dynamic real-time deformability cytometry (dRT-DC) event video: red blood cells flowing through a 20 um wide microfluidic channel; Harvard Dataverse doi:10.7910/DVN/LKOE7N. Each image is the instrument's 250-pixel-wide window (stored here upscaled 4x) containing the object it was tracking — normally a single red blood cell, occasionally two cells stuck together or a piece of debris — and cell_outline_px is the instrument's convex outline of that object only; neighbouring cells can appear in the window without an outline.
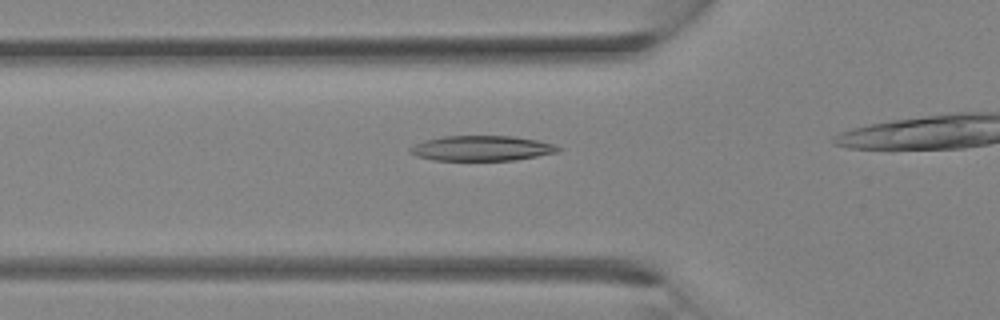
{"species": "Egyptian fruit bat (a non-hibernating species)", "species_latin": "Rousettus aegyptiacus", "temperature_condition": "room temperature", "stored_images_in_passage": 22, "camera_frame_rate_fps": 3000, "um_per_image_px": 0.085, "animal": {"sex": "female"}, "frame": {"image": 1, "passage_image": 6, "time_ms": 1.667, "image_size_px": [1000, 320], "cell_outline_px": [[564, 148], [560, 152], [516, 160], [432, 160], [416, 156], [408, 152], [408, 148], [424, 140], [444, 136], [512, 136], [536, 140], [552, 144]], "centroid_in_image_um": [40.95, 12.61], "position_along_channel_um": 84.9, "area_um2": 21.79}}
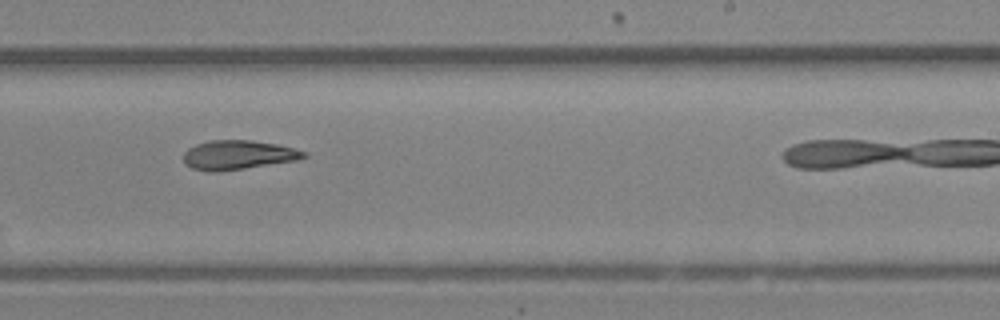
{"frame": {"image": 2, "passage_image": 15, "time_ms": 4.667, "image_size_px": [1000, 320], "cell_outline_px": [[308, 156], [296, 160], [244, 168], [216, 172], [212, 172], [192, 168], [184, 164], [184, 152], [188, 148], [196, 144], [208, 140], [252, 140], [276, 144], [308, 152]], "centroid_in_image_um": [20.21, 13.16], "position_along_channel_um": 268.8, "area_um2": 20.4}}
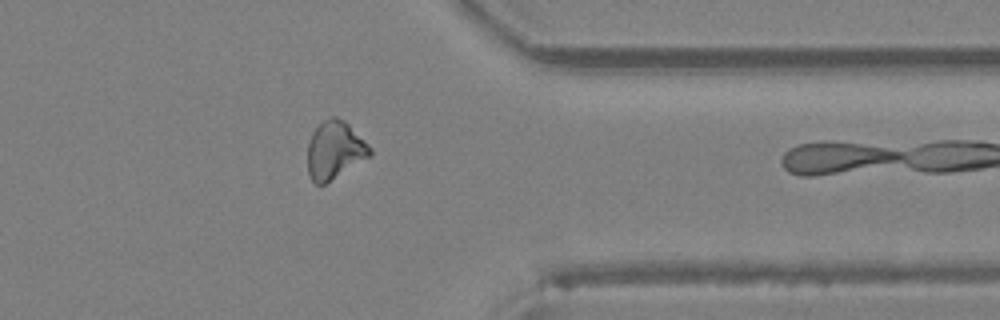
{"frame": {"image": 3, "passage_image": 21, "time_ms": 6.667, "image_size_px": [1000, 320], "cell_outline_px": [[372, 156], [324, 184], [316, 184], [312, 180], [308, 172], [308, 144], [312, 132], [324, 120], [332, 116], [336, 116], [344, 120], [372, 148]], "centroid_in_image_um": [28.46, 12.76], "position_along_channel_um": 382.9, "area_um2": 20.92}}